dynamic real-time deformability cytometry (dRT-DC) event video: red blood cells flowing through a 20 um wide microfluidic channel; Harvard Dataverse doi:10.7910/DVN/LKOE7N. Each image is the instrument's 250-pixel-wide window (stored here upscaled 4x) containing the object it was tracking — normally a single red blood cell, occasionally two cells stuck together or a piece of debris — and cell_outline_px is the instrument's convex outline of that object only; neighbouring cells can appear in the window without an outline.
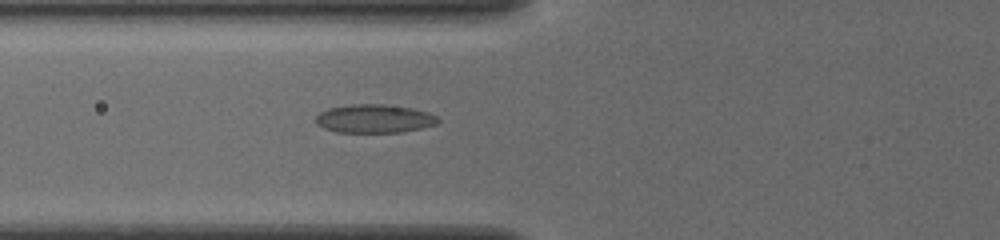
{"species": "common noctule bat (a hibernating species)", "species_latin": "Nyctalus noctula", "temperature_condition": "cold", "stored_images_in_passage": 40, "camera_frame_rate_fps": 3000, "um_per_image_px": 0.085, "animal": {"sex": "female", "body_mass_g": 19.5, "forearm_length_mm": 54.1}, "frame": {"image": 1, "passage_image": 8, "time_ms": 2.333, "image_size_px": [1000, 240], "cell_outline_px": [[440, 120], [436, 124], [420, 128], [400, 132], [336, 132], [324, 128], [316, 124], [316, 116], [320, 112], [328, 108], [352, 104], [384, 104], [412, 108], [428, 112], [436, 116]], "centroid_in_image_um": [31.8, 10.08], "position_along_channel_um": 94.0, "area_um2": 20.23}}
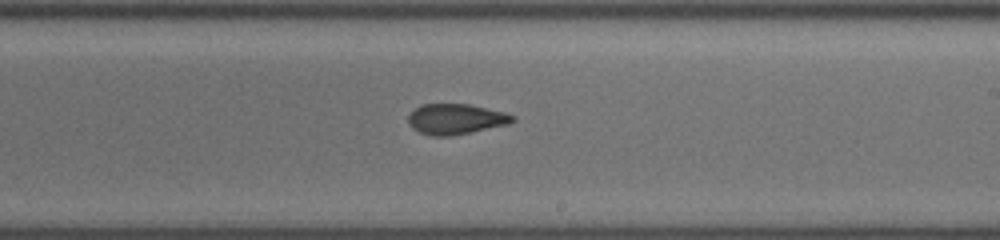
{"frame": {"image": 2, "passage_image": 20, "time_ms": 6.333, "image_size_px": [1000, 240], "cell_outline_px": [[516, 120], [508, 124], [448, 136], [432, 136], [420, 132], [412, 128], [408, 124], [408, 116], [420, 104], [468, 104], [504, 112], [516, 116]], "centroid_in_image_um": [38.72, 10.11], "position_along_channel_um": 250.3, "area_um2": 18.32}}
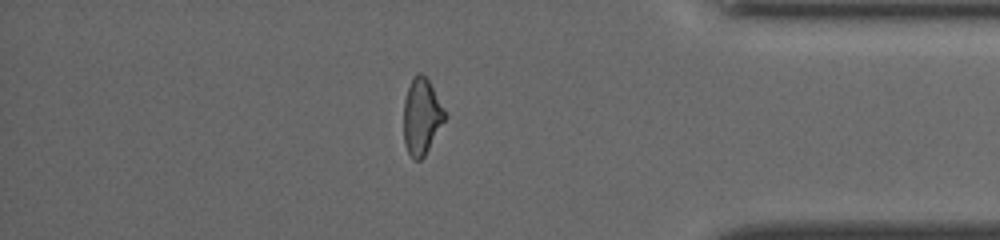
{"frame": {"image": 3, "passage_image": 33, "time_ms": 10.667, "image_size_px": [1000, 240], "cell_outline_px": [[448, 116], [424, 156], [420, 160], [412, 160], [408, 152], [404, 140], [404, 100], [412, 76], [416, 72], [420, 72], [428, 80]], "centroid_in_image_um": [35.84, 9.9], "position_along_channel_um": 399.4, "area_um2": 18.26}, "authors_computed_cell_mechanics": {"area_um2": 18.8428, "velocity_mm_per_s": 3.9068, "shape_relaxation_time_tau1_ms": 10.6373, "shape_relaxation_time_tau2_ms": 1.972, "deformation_change_tau1": 0.2071, "deformation_change_tau2": 0.0773}}